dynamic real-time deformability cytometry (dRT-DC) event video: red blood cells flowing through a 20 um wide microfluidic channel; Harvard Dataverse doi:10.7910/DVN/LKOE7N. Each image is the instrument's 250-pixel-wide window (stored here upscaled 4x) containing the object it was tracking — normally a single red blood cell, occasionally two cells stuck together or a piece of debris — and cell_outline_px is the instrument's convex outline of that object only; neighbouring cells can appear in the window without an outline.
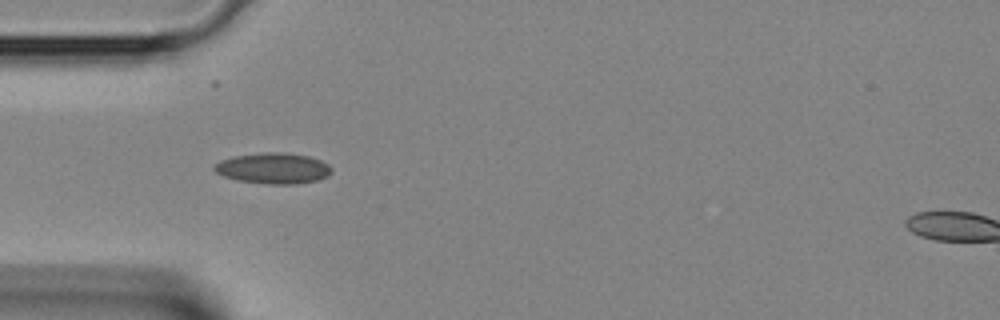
{"species": "Egyptian fruit bat (a non-hibernating species)", "species_latin": "Rousettus aegyptiacus", "temperature_condition": "room temperature", "stored_images_in_passage": 3, "camera_frame_rate_fps": 3000, "um_per_image_px": 0.085, "animal": {"sex": "female"}, "frame": {"image": 1, "passage_image": 2, "time_ms": 0.333, "image_size_px": [1000, 320], "cell_outline_px": [[332, 172], [328, 176], [316, 180], [292, 184], [268, 184], [236, 180], [224, 176], [216, 172], [212, 168], [212, 164], [220, 160], [232, 156], [260, 152], [284, 152], [308, 156], [320, 160], [328, 164], [332, 168]], "centroid_in_image_um": [23.18, 14.29], "position_along_channel_um": 61.8, "area_um2": 21.27}}